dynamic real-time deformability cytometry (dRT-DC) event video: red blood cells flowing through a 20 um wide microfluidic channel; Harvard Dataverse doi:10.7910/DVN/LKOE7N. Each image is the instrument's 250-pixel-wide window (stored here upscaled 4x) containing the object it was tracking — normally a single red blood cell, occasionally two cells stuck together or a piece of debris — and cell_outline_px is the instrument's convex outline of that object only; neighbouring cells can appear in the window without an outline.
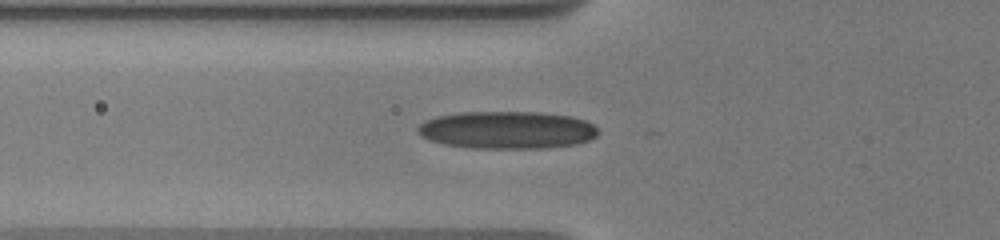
{"species": "human", "species_latin": "Homo sapiens", "temperature_condition": "warm", "stored_images_in_passage": 3, "camera_frame_rate_fps": 3000, "um_per_image_px": 0.085, "donor": {"sex": "male"}, "frame": {"image": 1, "passage_image": 3, "time_ms": 2.333, "image_size_px": [1000, 240], "cell_outline_px": [[600, 132], [592, 140], [576, 144], [544, 148], [468, 148], [444, 144], [428, 140], [420, 136], [416, 128], [424, 120], [436, 116], [460, 112], [540, 112], [572, 116], [584, 120], [592, 124]], "centroid_in_image_um": [43.08, 11.05], "position_along_channel_um": 82.7, "area_um2": 39.88}}